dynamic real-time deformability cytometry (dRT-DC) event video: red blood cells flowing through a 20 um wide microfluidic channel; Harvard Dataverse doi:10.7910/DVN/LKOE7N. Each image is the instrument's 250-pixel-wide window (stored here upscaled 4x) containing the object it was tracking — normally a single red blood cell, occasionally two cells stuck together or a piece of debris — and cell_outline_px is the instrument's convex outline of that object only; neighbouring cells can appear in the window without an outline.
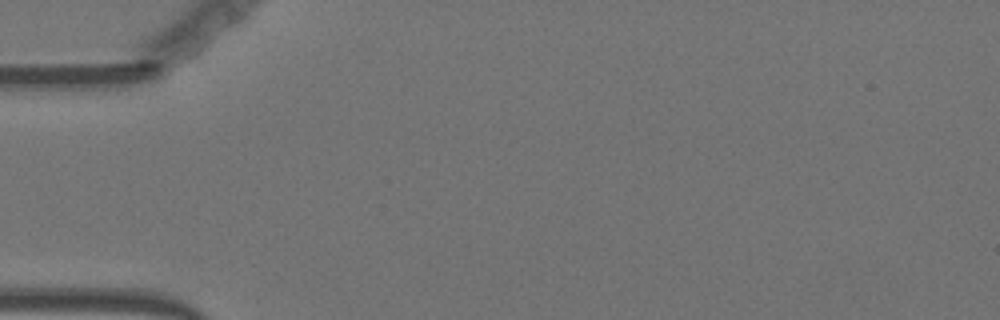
{"species": "Egyptian fruit bat (a non-hibernating species)", "species_latin": "Rousettus aegyptiacus", "temperature_condition": "warm", "stored_images_in_passage": 2, "camera_frame_rate_fps": 3000, "um_per_image_px": 0.085, "animal": {"sex": "female"}, "frame": {"image": 1, "passage_image": 1, "time_ms": 0.0, "image_size_px": [1000, 320], "cell_outline_px": [[248, 40], [224, 68], [212, 76], [196, 84], [188, 84], [188, 80], [232, 16], [236, 16], [244, 20], [248, 24]], "centroid_in_image_um": [18.87, 4.26], "position_along_channel_um": 66.1, "area_um2": 12.31}}